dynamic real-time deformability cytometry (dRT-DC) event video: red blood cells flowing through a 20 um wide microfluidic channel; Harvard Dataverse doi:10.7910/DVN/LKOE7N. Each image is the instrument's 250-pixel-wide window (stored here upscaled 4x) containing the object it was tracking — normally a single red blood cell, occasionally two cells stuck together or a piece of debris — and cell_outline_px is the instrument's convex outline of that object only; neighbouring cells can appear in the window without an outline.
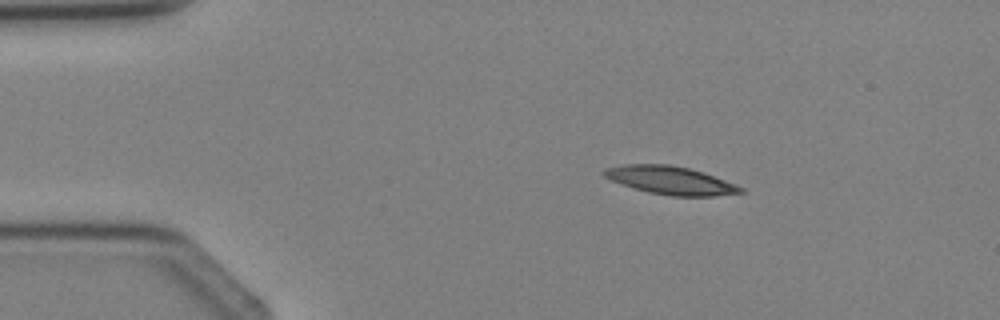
{"species": "Egyptian fruit bat (a non-hibernating species)", "species_latin": "Rousettus aegyptiacus", "temperature_condition": "cold", "stored_images_in_passage": 2, "camera_frame_rate_fps": 3000, "um_per_image_px": 0.085, "animal": {"sex": "female"}, "frame": {"image": 1, "passage_image": 1, "time_ms": 0.0, "image_size_px": [1000, 320], "cell_outline_px": [[744, 192], [716, 196], [672, 196], [648, 192], [620, 184], [604, 176], [600, 172], [604, 168], [624, 164], [668, 164], [688, 168], [704, 172], [744, 188]], "centroid_in_image_um": [56.95, 15.32], "position_along_channel_um": 28.0, "area_um2": 22.37}}